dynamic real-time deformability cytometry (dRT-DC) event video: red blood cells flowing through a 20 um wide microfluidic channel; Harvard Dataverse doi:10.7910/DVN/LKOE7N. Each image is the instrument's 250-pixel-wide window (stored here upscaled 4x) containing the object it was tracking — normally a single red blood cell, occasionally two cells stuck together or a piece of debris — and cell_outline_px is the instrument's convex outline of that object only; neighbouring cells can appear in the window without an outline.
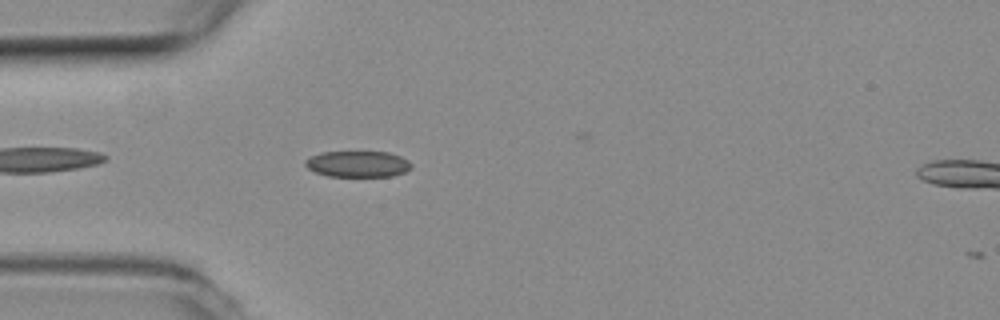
{"species": "common noctule bat (a hibernating species)", "species_latin": "Nyctalus noctula", "temperature_condition": "room temperature", "stored_images_in_passage": 5, "camera_frame_rate_fps": 3000, "um_per_image_px": 0.085, "animal": {"sex": "female", "body_mass_g": 19.3, "forearm_length_mm": 54.1}, "frame": {"image": 1, "passage_image": 4, "time_ms": 1.0, "image_size_px": [1000, 320], "cell_outline_px": [[412, 168], [404, 172], [392, 176], [328, 176], [316, 172], [308, 168], [304, 164], [304, 160], [320, 152], [388, 152], [400, 156], [408, 160], [412, 164]], "centroid_in_image_um": [30.42, 13.94], "position_along_channel_um": 54.6, "area_um2": 16.13}}